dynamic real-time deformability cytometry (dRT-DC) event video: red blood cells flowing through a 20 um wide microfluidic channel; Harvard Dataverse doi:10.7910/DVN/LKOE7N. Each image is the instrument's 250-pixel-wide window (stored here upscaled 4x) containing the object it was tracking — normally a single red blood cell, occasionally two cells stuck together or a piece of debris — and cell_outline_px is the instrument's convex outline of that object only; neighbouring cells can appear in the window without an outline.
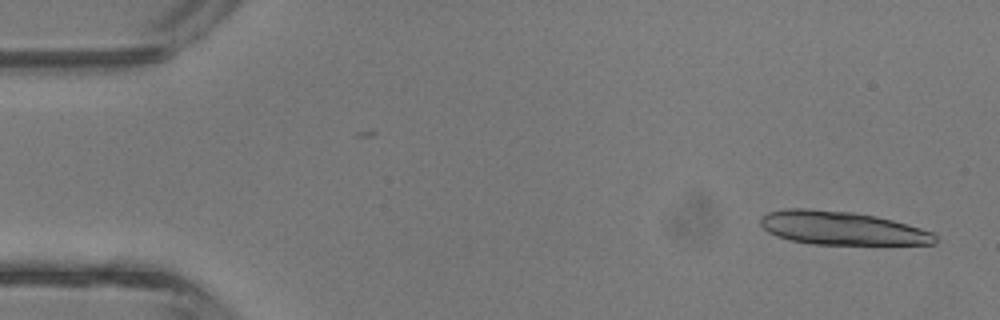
{"species": "common noctule bat (a hibernating species)", "species_latin": "Nyctalus noctula", "temperature_condition": "room temperature", "stored_images_in_passage": 40, "camera_frame_rate_fps": 3000, "um_per_image_px": 0.085, "animal": {"sex": "male", "body_mass_g": 13.3}, "frame": {"image": 1, "passage_image": 1, "time_ms": 0.0, "image_size_px": [1000, 320], "cell_outline_px": [[936, 244], [812, 244], [788, 240], [776, 236], [768, 232], [760, 224], [760, 216], [768, 212], [784, 208], [804, 208], [852, 212], [876, 216], [908, 224], [932, 232], [936, 236]], "centroid_in_image_um": [71.5, 19.38], "position_along_channel_um": 13.5, "area_um2": 34.1}}
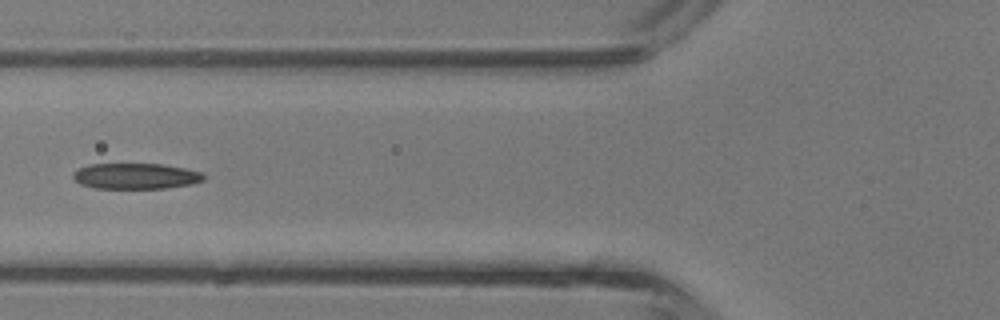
{"frame": {"image": 2, "passage_image": 15, "time_ms": 4.667, "image_size_px": [1000, 320], "cell_outline_px": [[204, 180], [192, 184], [164, 188], [96, 188], [80, 184], [72, 176], [72, 172], [88, 164], [160, 164], [184, 168], [204, 172]], "centroid_in_image_um": [11.54, 14.96], "position_along_channel_um": 114.3, "area_um2": 19.59}}
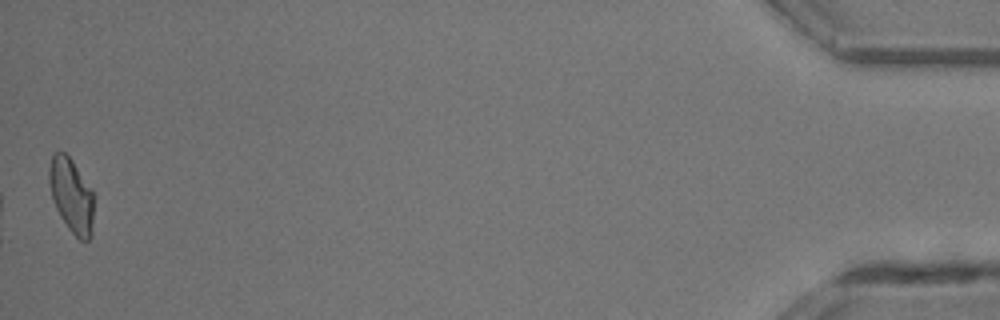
{"frame": {"image": 3, "passage_image": 40, "time_ms": 13.0, "image_size_px": [1000, 320], "cell_outline_px": [[96, 196], [92, 236], [88, 240], [80, 240], [68, 228], [60, 216], [52, 200], [48, 180], [48, 168], [52, 156], [56, 152], [64, 152], [72, 160]], "centroid_in_image_um": [6.1, 16.64], "position_along_channel_um": 429.1, "area_um2": 19.83}, "authors_computed_cell_mechanics": {"area_um2": 20.2878, "velocity_mm_per_s": 4.9751, "shape_relaxation_time_tau1_ms": 7.325, "shape_relaxation_time_tau2_ms": 2.1798, "deformation_change_tau1": 0.1988, "deformation_change_tau2": 0.1005}}